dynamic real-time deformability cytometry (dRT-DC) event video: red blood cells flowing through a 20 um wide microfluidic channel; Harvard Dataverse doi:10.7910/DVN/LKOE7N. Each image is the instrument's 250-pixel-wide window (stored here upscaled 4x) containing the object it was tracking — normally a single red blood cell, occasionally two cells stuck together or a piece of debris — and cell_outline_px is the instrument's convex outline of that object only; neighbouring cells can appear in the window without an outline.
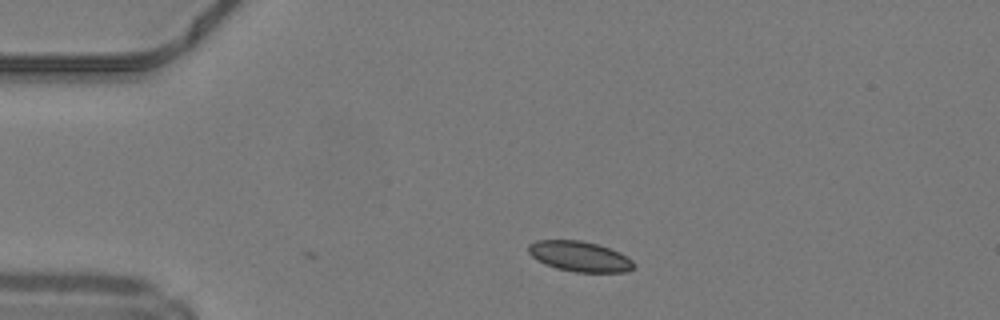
{"species": "common noctule bat (a hibernating species)", "species_latin": "Nyctalus noctula", "temperature_condition": "warm", "stored_images_in_passage": 32, "camera_frame_rate_fps": 3000, "um_per_image_px": 0.085, "animal": {"sex": "male", "body_mass_g": 19.2, "forearm_length_mm": 51.8}, "frame": {"image": 1, "passage_image": 1, "time_ms": 0.0, "image_size_px": [1000, 320], "cell_outline_px": [[636, 264], [628, 272], [576, 272], [556, 268], [544, 264], [532, 256], [528, 252], [528, 244], [536, 240], [580, 240], [596, 244], [620, 252], [628, 256]], "centroid_in_image_um": [49.27, 21.79], "position_along_channel_um": 35.7, "area_um2": 18.67}}
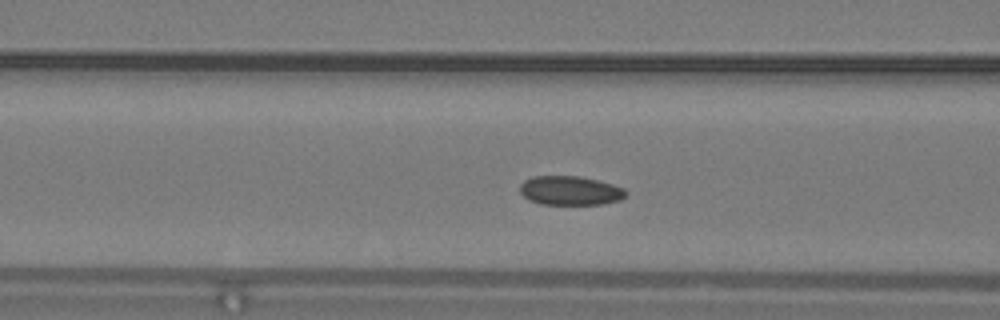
{"frame": {"image": 2, "passage_image": 10, "time_ms": 3.0, "image_size_px": [1000, 320], "cell_outline_px": [[628, 192], [620, 200], [604, 204], [540, 204], [528, 200], [520, 192], [520, 184], [524, 180], [532, 176], [580, 176], [612, 184], [624, 188]], "centroid_in_image_um": [48.45, 16.2], "position_along_channel_um": 118.2, "area_um2": 18.03}}
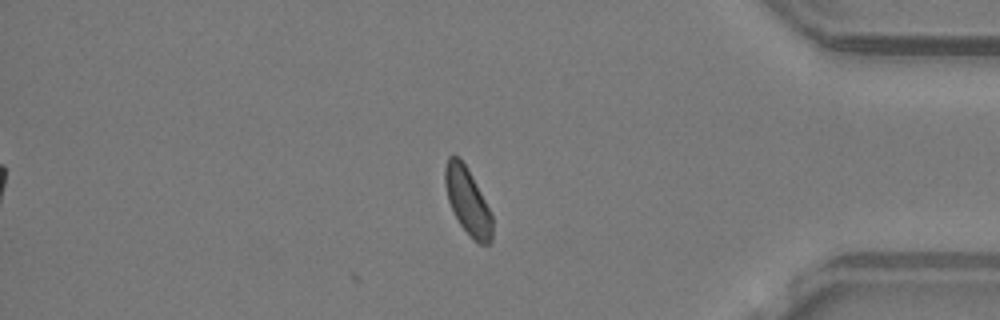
{"frame": {"image": 3, "passage_image": 32, "time_ms": 10.333, "image_size_px": [1000, 320], "cell_outline_px": [[492, 240], [488, 244], [480, 244], [472, 240], [460, 224], [448, 200], [444, 184], [444, 168], [448, 156], [456, 156], [464, 164], [480, 192], [492, 216]], "centroid_in_image_um": [39.73, 17.14], "position_along_channel_um": 395.5, "area_um2": 17.92}, "authors_computed_cell_mechanics": {"area_um2": 18.5538, "velocity_mm_per_s": 4.1907, "shape_relaxation_time_tau1_ms": 6.076, "shape_relaxation_time_tau2_ms": 2.4128, "deformation_change_tau1": 0.0681, "deformation_change_tau2": 0.0774}}